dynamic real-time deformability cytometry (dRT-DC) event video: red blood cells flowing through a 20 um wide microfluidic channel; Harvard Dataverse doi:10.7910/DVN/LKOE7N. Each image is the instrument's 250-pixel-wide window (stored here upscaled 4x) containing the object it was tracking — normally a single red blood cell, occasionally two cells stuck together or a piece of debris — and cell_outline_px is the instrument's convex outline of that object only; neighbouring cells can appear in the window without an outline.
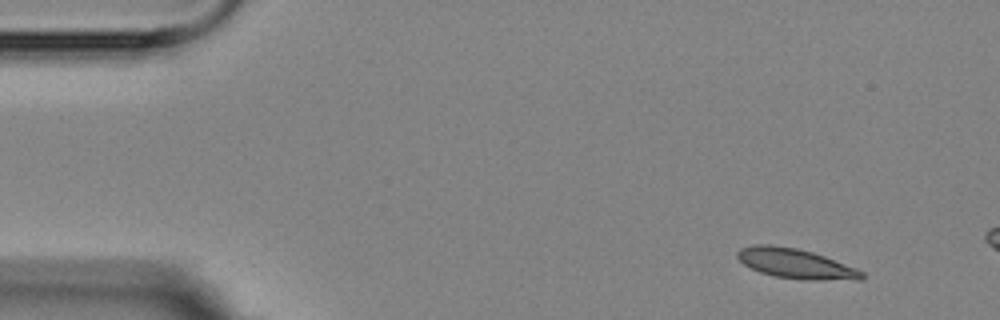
{"species": "Egyptian fruit bat (a non-hibernating species)", "species_latin": "Rousettus aegyptiacus", "temperature_condition": "room temperature", "stored_images_in_passage": 3, "camera_frame_rate_fps": 3000, "um_per_image_px": 0.085, "animal": {"sex": "female"}, "frame": {"image": 1, "passage_image": 1, "time_ms": 0.0, "image_size_px": [1000, 320], "cell_outline_px": [[864, 280], [804, 280], [776, 276], [760, 272], [744, 264], [736, 256], [736, 252], [740, 248], [752, 244], [772, 244], [796, 248], [812, 252], [824, 256], [856, 268], [864, 272]], "centroid_in_image_um": [67.64, 22.4], "position_along_channel_um": 17.4, "area_um2": 21.73}}